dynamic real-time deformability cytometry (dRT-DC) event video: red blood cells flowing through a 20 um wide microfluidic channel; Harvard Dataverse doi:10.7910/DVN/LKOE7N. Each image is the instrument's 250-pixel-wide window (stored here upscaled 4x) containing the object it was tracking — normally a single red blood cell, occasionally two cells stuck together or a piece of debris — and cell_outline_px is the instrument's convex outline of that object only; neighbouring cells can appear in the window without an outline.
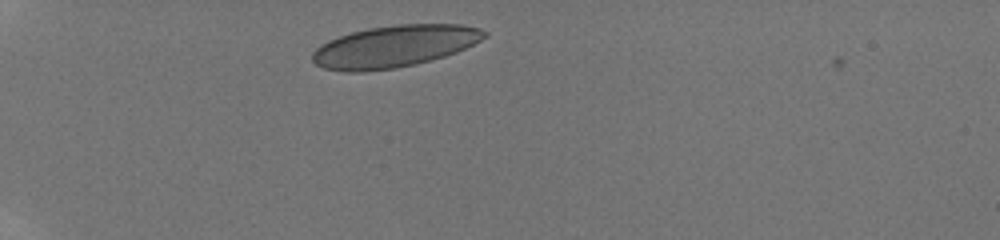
{"species": "human", "species_latin": "Homo sapiens", "temperature_condition": "room temperature", "stored_images_in_passage": 3, "camera_frame_rate_fps": 3000, "um_per_image_px": 0.085, "donor": {"sex": "male"}, "frame": {"image": 1, "passage_image": 1, "time_ms": 0.0, "image_size_px": [1000, 240], "cell_outline_px": [[488, 36], [456, 52], [444, 56], [416, 64], [396, 68], [364, 72], [344, 72], [324, 68], [316, 64], [312, 60], [312, 52], [320, 44], [328, 40], [352, 32], [368, 28], [396, 24], [460, 24], [480, 28], [488, 32]], "centroid_in_image_um": [33.5, 3.94], "position_along_channel_um": 51.5, "area_um2": 42.08}}
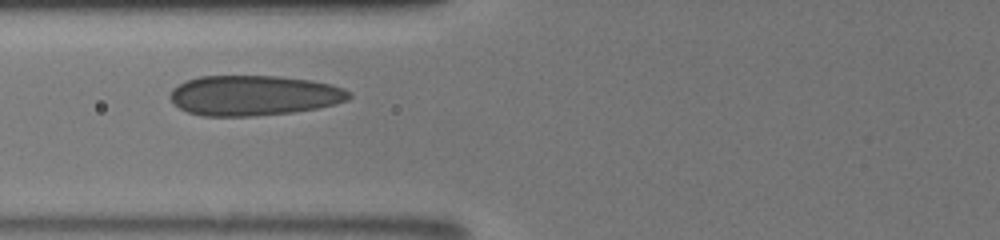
{"frame": {"image": 2, "passage_image": 3, "time_ms": 2.333, "image_size_px": [1000, 240], "cell_outline_px": [[352, 96], [348, 100], [316, 108], [292, 112], [252, 116], [204, 116], [188, 112], [172, 104], [168, 96], [172, 88], [188, 80], [200, 76], [280, 76], [312, 80], [332, 84], [344, 88]], "centroid_in_image_um": [21.55, 8.11], "position_along_channel_um": 104.3, "area_um2": 41.96}}